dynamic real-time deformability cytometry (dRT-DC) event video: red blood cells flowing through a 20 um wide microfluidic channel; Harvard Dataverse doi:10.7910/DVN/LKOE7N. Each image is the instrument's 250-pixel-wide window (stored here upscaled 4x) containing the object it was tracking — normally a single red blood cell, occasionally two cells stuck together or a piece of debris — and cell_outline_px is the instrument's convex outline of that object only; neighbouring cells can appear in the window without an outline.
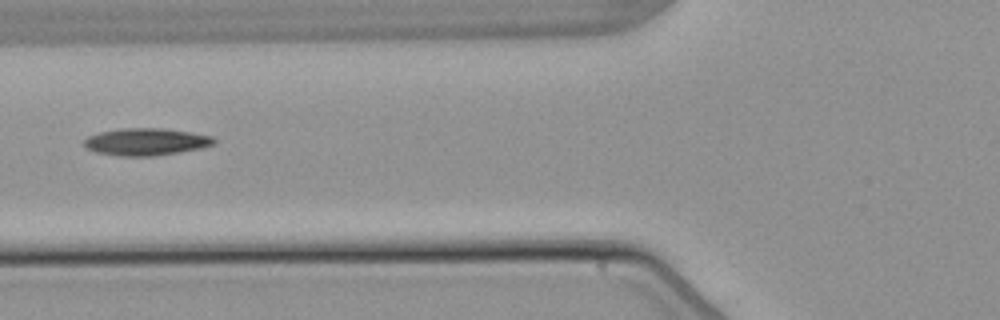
{"species": "common noctule bat (a hibernating species)", "species_latin": "Nyctalus noctula", "temperature_condition": "warm", "stored_images_in_passage": 8, "camera_frame_rate_fps": 3000, "um_per_image_px": 0.085, "animal": {"sex": "male", "body_mass_g": 21.5, "forearm_length_mm": 52.0}, "frame": {"image": 1, "passage_image": 8, "time_ms": 8.667, "image_size_px": [1000, 320], "cell_outline_px": [[216, 144], [200, 148], [156, 156], [116, 156], [96, 152], [88, 148], [84, 144], [84, 140], [88, 136], [100, 132], [120, 128], [164, 128], [192, 132], [212, 136], [216, 140]], "centroid_in_image_um": [12.43, 12.05], "position_along_channel_um": 113.4, "area_um2": 20.69}}